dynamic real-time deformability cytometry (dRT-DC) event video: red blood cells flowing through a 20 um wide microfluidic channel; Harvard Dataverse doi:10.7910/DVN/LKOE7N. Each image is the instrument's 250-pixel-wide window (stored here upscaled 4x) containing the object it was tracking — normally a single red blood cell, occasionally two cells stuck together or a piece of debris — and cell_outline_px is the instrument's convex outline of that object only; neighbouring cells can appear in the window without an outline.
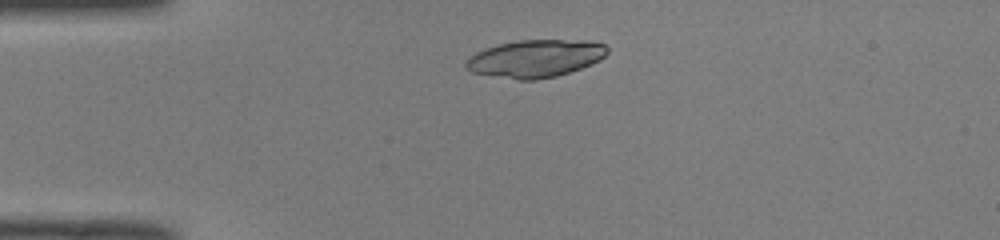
{"species": "common noctule bat (a hibernating species)", "species_latin": "Nyctalus noctula", "temperature_condition": "room temperature", "stored_images_in_passage": 34, "segment_of_instrument_passage": [1, 3], "camera_frame_rate_fps": 3000, "um_per_image_px": 0.085, "animal": {"sex": "male", "body_mass_g": 19.0, "forearm_length_mm": 50.8}, "frame": {"image": 1, "passage_image": 1, "time_ms": 0.0, "image_size_px": [1000, 240], "cell_outline_px": [[600, 56], [596, 60], [588, 64], [564, 72], [548, 76], [524, 76], [484, 52], [492, 48], [508, 44], [536, 40], [556, 40], [600, 44]], "centroid_in_image_um": [46.37, 4.79], "position_along_channel_um": 38.6, "area_um2": 21.44}}